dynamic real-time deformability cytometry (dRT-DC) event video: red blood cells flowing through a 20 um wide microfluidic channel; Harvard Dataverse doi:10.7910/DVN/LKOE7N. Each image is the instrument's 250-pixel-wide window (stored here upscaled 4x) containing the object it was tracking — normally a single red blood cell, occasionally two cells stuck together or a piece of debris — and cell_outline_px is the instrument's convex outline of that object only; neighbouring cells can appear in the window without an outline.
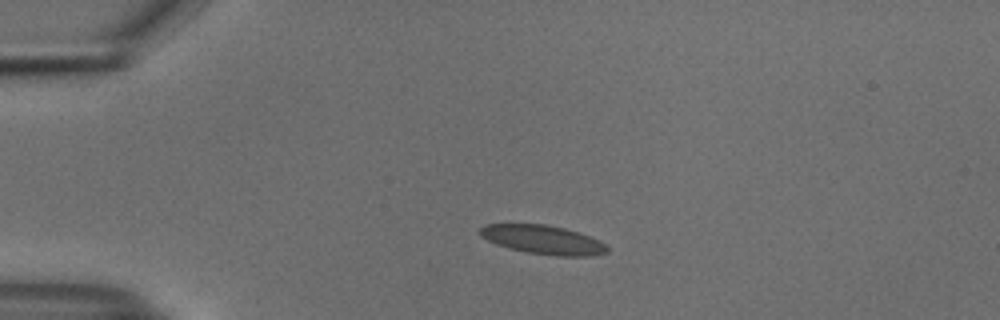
{"species": "common noctule bat (a hibernating species)", "species_latin": "Nyctalus noctula", "temperature_condition": "cold", "stored_images_in_passage": 43, "camera_frame_rate_fps": 3000, "um_per_image_px": 0.085, "animal": {"sex": "male", "body_mass_g": 18.8}, "frame": {"image": 1, "passage_image": 1, "time_ms": 0.0, "image_size_px": [1000, 320], "cell_outline_px": [[608, 252], [592, 256], [556, 256], [524, 252], [508, 248], [496, 244], [480, 236], [480, 228], [484, 224], [544, 224], [564, 228], [580, 232], [600, 240], [608, 244]], "centroid_in_image_um": [46.19, 20.38], "position_along_channel_um": 38.8, "area_um2": 21.68}}
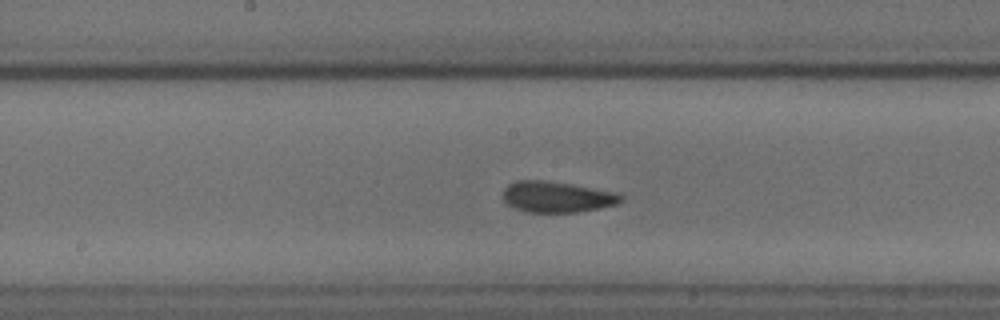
{"frame": {"image": 2, "passage_image": 17, "time_ms": 5.333, "image_size_px": [1000, 320], "cell_outline_px": [[624, 200], [616, 204], [576, 212], [524, 212], [512, 208], [504, 200], [504, 188], [508, 184], [516, 180], [544, 180], [572, 184], [616, 192], [624, 196]], "centroid_in_image_um": [47.31, 16.73], "position_along_channel_um": 200.9, "area_um2": 21.33}}
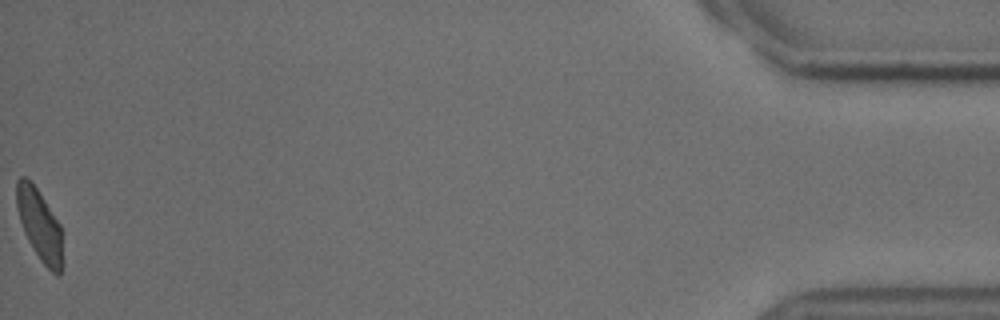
{"frame": {"image": 3, "passage_image": 43, "time_ms": 14.0, "image_size_px": [1000, 320], "cell_outline_px": [[64, 264], [60, 276], [56, 276], [40, 260], [28, 240], [24, 232], [16, 208], [16, 180], [20, 176], [24, 176], [36, 188], [60, 224]], "centroid_in_image_um": [3.38, 19.18], "position_along_channel_um": 431.8, "area_um2": 19.19}, "authors_computed_cell_mechanics": {"area_um2": 20.6924, "velocity_mm_per_s": 3.7255, "shape_relaxation_time_tau1_ms": 2.6039, "shape_relaxation_time_tau2_ms": 1.2596, "deformation_change_tau1": 0.1105, "deformation_change_tau2": 0.0859}}